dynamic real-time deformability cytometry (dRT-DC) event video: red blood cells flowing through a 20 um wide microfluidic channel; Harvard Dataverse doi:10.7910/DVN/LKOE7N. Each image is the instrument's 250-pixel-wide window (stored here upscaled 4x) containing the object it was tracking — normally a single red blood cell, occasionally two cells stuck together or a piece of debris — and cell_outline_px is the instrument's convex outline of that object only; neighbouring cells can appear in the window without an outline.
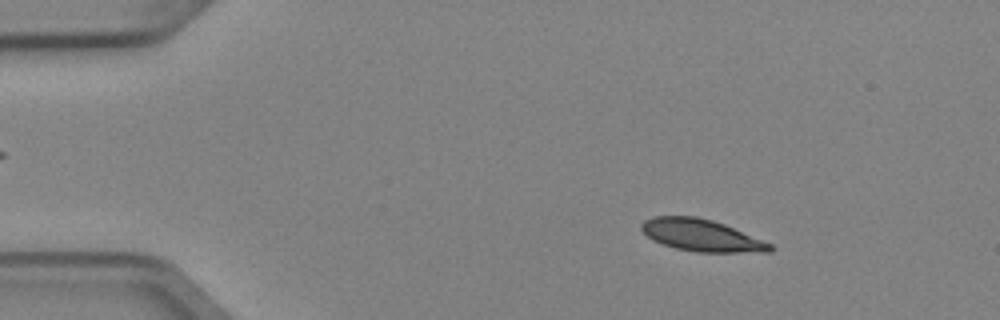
{"species": "Egyptian fruit bat (a non-hibernating species)", "species_latin": "Rousettus aegyptiacus", "temperature_condition": "cold", "stored_images_in_passage": 3, "camera_frame_rate_fps": 3000, "um_per_image_px": 0.085, "animal": {"sex": "female"}, "frame": {"image": 1, "passage_image": 1, "time_ms": 0.0, "image_size_px": [1000, 320], "cell_outline_px": [[776, 248], [772, 252], [696, 252], [676, 248], [652, 240], [640, 228], [640, 224], [644, 220], [652, 216], [696, 216], [712, 220], [724, 224], [772, 244]], "centroid_in_image_um": [59.62, 20.0], "position_along_channel_um": 25.4, "area_um2": 23.93}}